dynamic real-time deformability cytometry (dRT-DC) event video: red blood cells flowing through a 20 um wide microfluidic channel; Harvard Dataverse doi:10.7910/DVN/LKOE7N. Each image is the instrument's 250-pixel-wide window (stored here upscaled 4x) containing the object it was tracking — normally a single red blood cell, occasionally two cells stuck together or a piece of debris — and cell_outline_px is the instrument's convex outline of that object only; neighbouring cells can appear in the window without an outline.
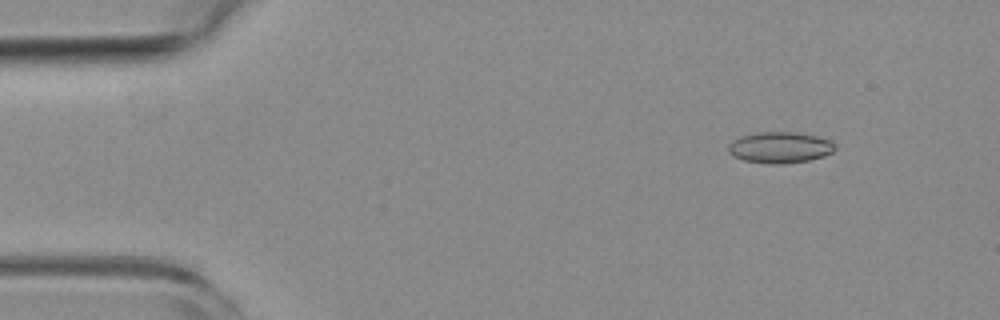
{"species": "common noctule bat (a hibernating species)", "species_latin": "Nyctalus noctula", "temperature_condition": "room temperature", "stored_images_in_passage": 49, "camera_frame_rate_fps": 3000, "um_per_image_px": 0.085, "animal": {"sex": "female", "body_mass_g": 19.3, "forearm_length_mm": 54.1}, "frame": {"image": 1, "passage_image": 2, "time_ms": 0.333, "image_size_px": [1000, 320], "cell_outline_px": [[836, 148], [832, 152], [824, 156], [808, 160], [784, 164], [768, 164], [744, 160], [732, 156], [728, 152], [728, 144], [732, 140], [740, 136], [752, 132], [796, 132], [816, 136], [832, 140], [836, 144]], "centroid_in_image_um": [66.28, 12.53], "position_along_channel_um": 18.7, "area_um2": 19.71}}
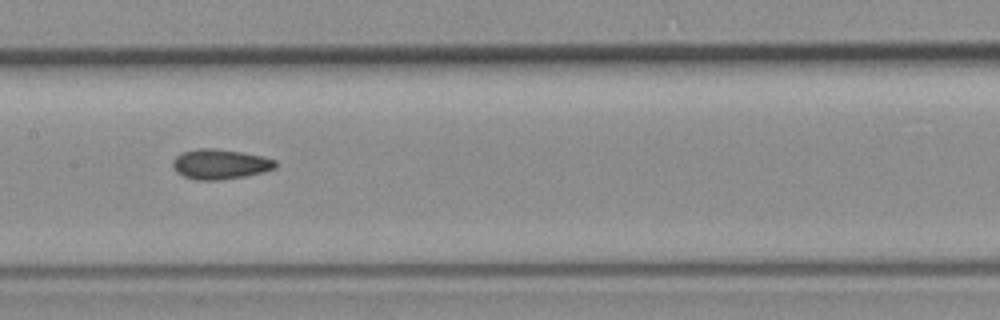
{"frame": {"image": 2, "passage_image": 22, "time_ms": 7.0, "image_size_px": [1000, 320], "cell_outline_px": [[276, 168], [264, 172], [244, 176], [220, 180], [196, 180], [184, 176], [176, 172], [172, 164], [172, 160], [176, 156], [184, 152], [196, 148], [216, 148], [264, 156], [276, 160]], "centroid_in_image_um": [18.71, 13.95], "position_along_channel_um": 188.7, "area_um2": 18.03}}
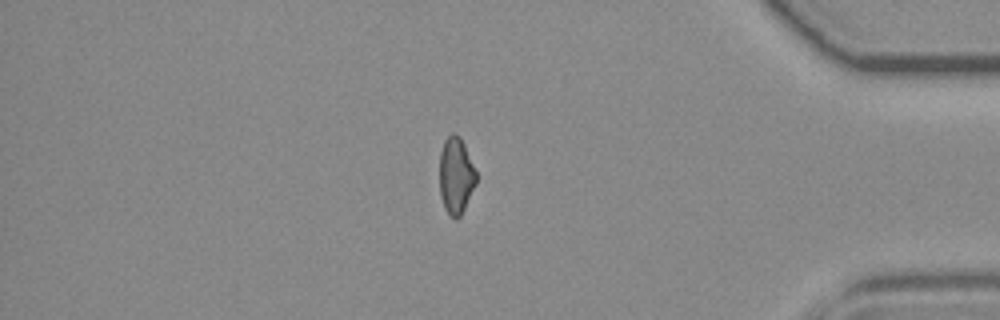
{"frame": {"image": 3, "passage_image": 41, "time_ms": 13.333, "image_size_px": [1000, 320], "cell_outline_px": [[476, 184], [460, 216], [456, 220], [448, 216], [444, 208], [440, 196], [440, 152], [444, 140], [452, 132], [456, 132], [460, 136], [464, 144], [476, 172]], "centroid_in_image_um": [38.74, 14.93], "position_along_channel_um": 396.5, "area_um2": 16.47}, "authors_computed_cell_mechanics": {"area_um2": 17.3978, "velocity_mm_per_s": 3.8539, "shape_relaxation_time_tau1_ms": null, "shape_relaxation_time_tau2_ms": 2.2647, "deformation_change_tau1": null, "deformation_change_tau2": 0.0829}}